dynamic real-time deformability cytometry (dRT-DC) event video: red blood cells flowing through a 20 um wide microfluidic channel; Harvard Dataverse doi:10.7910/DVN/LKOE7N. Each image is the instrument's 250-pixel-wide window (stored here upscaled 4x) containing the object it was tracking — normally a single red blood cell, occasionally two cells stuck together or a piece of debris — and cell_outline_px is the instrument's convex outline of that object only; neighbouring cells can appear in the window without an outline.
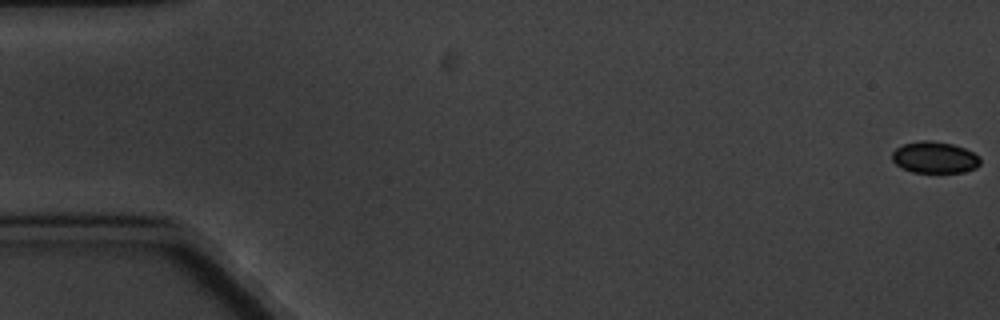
{"species": "common noctule bat (a hibernating species)", "species_latin": "Nyctalus noctula", "temperature_condition": "cold", "stored_images_in_passage": 6, "camera_frame_rate_fps": 3000, "um_per_image_px": 0.085, "animal": {"sex": "male", "body_mass_g": 20.1, "forearm_length_mm": 53.5}, "frame": {"image": 1, "passage_image": 1, "time_ms": 0.0, "image_size_px": [1000, 320], "cell_outline_px": [[980, 164], [976, 168], [964, 172], [912, 172], [896, 164], [892, 160], [892, 152], [896, 148], [904, 144], [920, 140], [932, 140], [952, 144], [964, 148], [980, 156]], "centroid_in_image_um": [79.45, 13.37], "position_along_channel_um": 5.5, "area_um2": 16.18}}
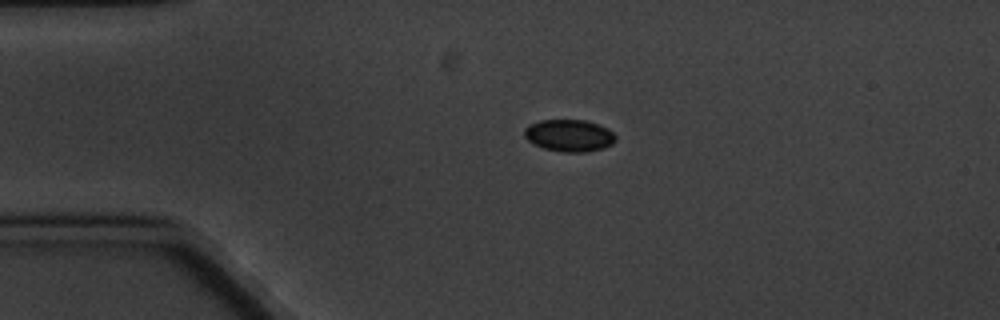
{"frame": {"image": 2, "passage_image": 5, "time_ms": 4.333, "image_size_px": [1000, 320], "cell_outline_px": [[616, 140], [612, 144], [604, 148], [584, 152], [560, 152], [544, 148], [532, 144], [524, 136], [524, 128], [528, 124], [540, 120], [584, 120], [608, 128], [616, 136]], "centroid_in_image_um": [48.36, 11.52], "position_along_channel_um": 36.6, "area_um2": 17.17}}